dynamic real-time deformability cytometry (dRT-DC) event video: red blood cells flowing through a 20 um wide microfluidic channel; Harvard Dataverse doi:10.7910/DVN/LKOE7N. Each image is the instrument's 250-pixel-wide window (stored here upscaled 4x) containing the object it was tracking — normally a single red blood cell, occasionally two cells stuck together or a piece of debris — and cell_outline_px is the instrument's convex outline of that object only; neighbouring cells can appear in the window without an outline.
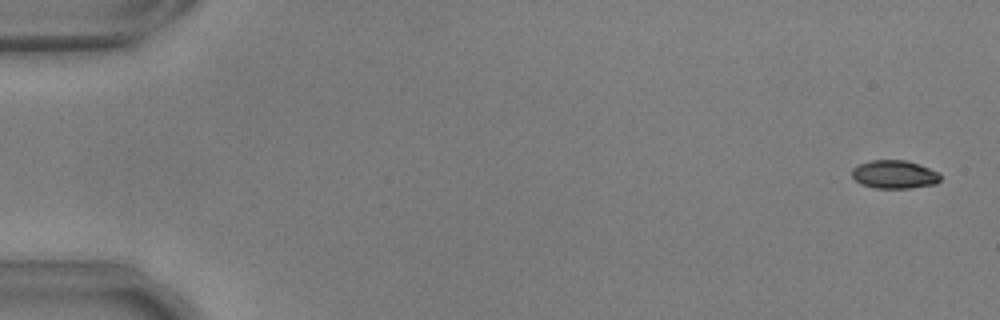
{"species": "common noctule bat (a hibernating species)", "species_latin": "Nyctalus noctula", "temperature_condition": "warm", "stored_images_in_passage": 55, "camera_frame_rate_fps": 3000, "um_per_image_px": 0.085, "animal": {"sex": "male", "body_mass_g": 17.9, "forearm_length_mm": 54.2}, "frame": {"image": 1, "passage_image": 2, "time_ms": 0.333, "image_size_px": [1000, 320], "cell_outline_px": [[940, 180], [936, 184], [912, 188], [876, 188], [860, 184], [852, 176], [852, 168], [860, 164], [872, 160], [904, 160], [920, 164], [940, 172]], "centroid_in_image_um": [76.05, 14.83], "position_along_channel_um": 8.9, "area_um2": 14.68}}
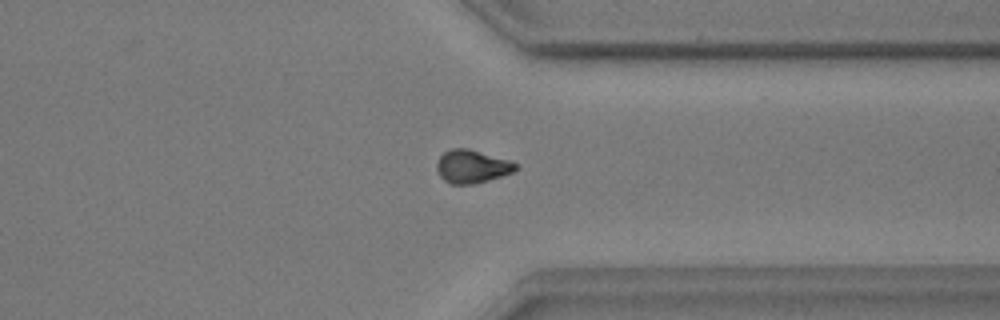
{"frame": {"image": 2, "passage_image": 43, "time_ms": 14.0, "image_size_px": [1000, 320], "cell_outline_px": [[520, 168], [512, 172], [488, 180], [472, 184], [448, 184], [440, 176], [436, 168], [436, 164], [440, 156], [444, 152], [452, 148], [468, 148], [508, 160], [520, 164]], "centroid_in_image_um": [40.12, 14.15], "position_along_channel_um": 371.3, "area_um2": 15.26}}
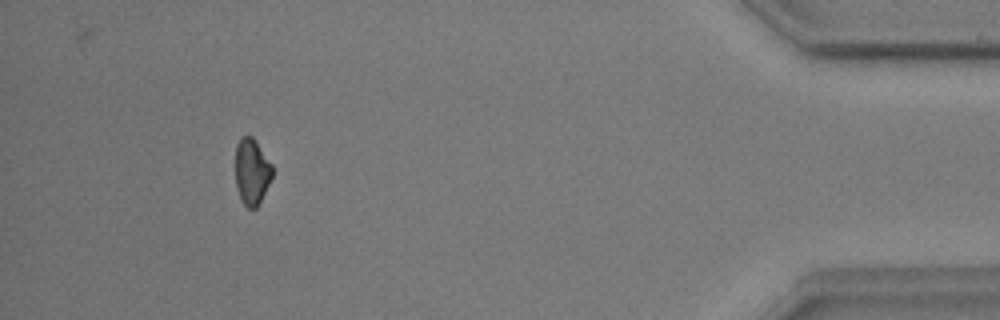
{"frame": {"image": 3, "passage_image": 51, "time_ms": 16.667, "image_size_px": [1000, 320], "cell_outline_px": [[272, 176], [256, 208], [248, 208], [240, 200], [236, 188], [236, 144], [244, 136], [252, 136], [256, 140], [272, 164]], "centroid_in_image_um": [21.39, 14.58], "position_along_channel_um": 413.8, "area_um2": 14.1}, "authors_computed_cell_mechanics": {"area_um2": 15.3748, "velocity_mm_per_s": 3.7232, "shape_relaxation_time_tau1_ms": 6.7269, "shape_relaxation_time_tau2_ms": null, "deformation_change_tau1": 0.1032, "deformation_change_tau2": null}}